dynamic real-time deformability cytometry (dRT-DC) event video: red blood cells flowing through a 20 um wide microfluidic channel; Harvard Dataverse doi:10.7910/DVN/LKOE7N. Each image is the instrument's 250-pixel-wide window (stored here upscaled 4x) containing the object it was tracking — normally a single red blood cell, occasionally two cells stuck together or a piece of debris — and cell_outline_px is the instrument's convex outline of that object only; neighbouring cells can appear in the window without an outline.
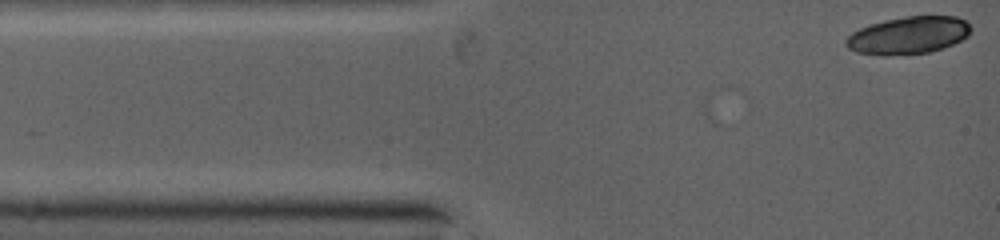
{"species": "common noctule bat (a hibernating species)", "species_latin": "Nyctalus noctula", "temperature_condition": "warm", "stored_images_in_passage": 3, "camera_frame_rate_fps": 5000, "um_per_image_px": 0.085, "animal": {"sex": "female", "body_mass_g": 19.0, "forearm_length_mm": 53.3}, "frame": {"image": 1, "passage_image": 3, "time_ms": 0.6, "image_size_px": [1000, 240], "cell_outline_px": [[972, 28], [968, 36], [952, 44], [928, 52], [860, 52], [848, 48], [848, 36], [852, 32], [860, 28], [872, 24], [888, 20], [908, 16], [956, 16], [964, 20]], "centroid_in_image_um": [77.31, 2.94], "position_along_channel_um": 7.7, "area_um2": 25.66}}